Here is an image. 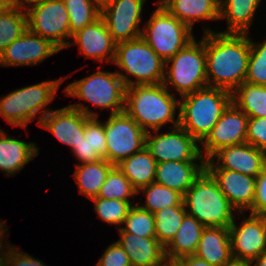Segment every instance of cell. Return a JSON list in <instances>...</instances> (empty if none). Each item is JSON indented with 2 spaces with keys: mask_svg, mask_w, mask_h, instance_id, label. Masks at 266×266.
Returning <instances> with one entry per match:
<instances>
[{
  "mask_svg": "<svg viewBox=\"0 0 266 266\" xmlns=\"http://www.w3.org/2000/svg\"><path fill=\"white\" fill-rule=\"evenodd\" d=\"M203 31L208 87L233 92L247 75L250 38L247 33L214 32L206 27Z\"/></svg>",
  "mask_w": 266,
  "mask_h": 266,
  "instance_id": "6da1fadb",
  "label": "cell"
},
{
  "mask_svg": "<svg viewBox=\"0 0 266 266\" xmlns=\"http://www.w3.org/2000/svg\"><path fill=\"white\" fill-rule=\"evenodd\" d=\"M180 108L177 99L163 83L133 85L126 87L124 111L147 133L161 129L173 122L171 128L179 126Z\"/></svg>",
  "mask_w": 266,
  "mask_h": 266,
  "instance_id": "7a4b0ae2",
  "label": "cell"
},
{
  "mask_svg": "<svg viewBox=\"0 0 266 266\" xmlns=\"http://www.w3.org/2000/svg\"><path fill=\"white\" fill-rule=\"evenodd\" d=\"M232 102V92L205 87L180 99L179 125L198 143L211 133L222 113Z\"/></svg>",
  "mask_w": 266,
  "mask_h": 266,
  "instance_id": "3957f363",
  "label": "cell"
},
{
  "mask_svg": "<svg viewBox=\"0 0 266 266\" xmlns=\"http://www.w3.org/2000/svg\"><path fill=\"white\" fill-rule=\"evenodd\" d=\"M183 203L187 214L205 227H229L235 217L236 209L206 169L185 192Z\"/></svg>",
  "mask_w": 266,
  "mask_h": 266,
  "instance_id": "277c9868",
  "label": "cell"
},
{
  "mask_svg": "<svg viewBox=\"0 0 266 266\" xmlns=\"http://www.w3.org/2000/svg\"><path fill=\"white\" fill-rule=\"evenodd\" d=\"M68 76L57 80H47L40 83L22 87L9 92L0 99V116L12 126L27 128V125L37 117L39 112V125L51 110L47 105L55 99L57 89ZM41 111V112H40Z\"/></svg>",
  "mask_w": 266,
  "mask_h": 266,
  "instance_id": "5b68a950",
  "label": "cell"
},
{
  "mask_svg": "<svg viewBox=\"0 0 266 266\" xmlns=\"http://www.w3.org/2000/svg\"><path fill=\"white\" fill-rule=\"evenodd\" d=\"M113 63L127 73L116 71L126 87L163 82L165 61L142 37L117 43ZM131 75L134 81L129 78Z\"/></svg>",
  "mask_w": 266,
  "mask_h": 266,
  "instance_id": "8992f818",
  "label": "cell"
},
{
  "mask_svg": "<svg viewBox=\"0 0 266 266\" xmlns=\"http://www.w3.org/2000/svg\"><path fill=\"white\" fill-rule=\"evenodd\" d=\"M162 83L167 89L171 85L181 97L208 87L205 33L201 40L197 42L194 38L165 62Z\"/></svg>",
  "mask_w": 266,
  "mask_h": 266,
  "instance_id": "52a82bcc",
  "label": "cell"
},
{
  "mask_svg": "<svg viewBox=\"0 0 266 266\" xmlns=\"http://www.w3.org/2000/svg\"><path fill=\"white\" fill-rule=\"evenodd\" d=\"M145 26L142 39L165 62L195 38L193 31L160 3Z\"/></svg>",
  "mask_w": 266,
  "mask_h": 266,
  "instance_id": "ba28073f",
  "label": "cell"
},
{
  "mask_svg": "<svg viewBox=\"0 0 266 266\" xmlns=\"http://www.w3.org/2000/svg\"><path fill=\"white\" fill-rule=\"evenodd\" d=\"M126 86L117 72L98 70L90 76L70 83L64 93L86 100L111 114L124 111Z\"/></svg>",
  "mask_w": 266,
  "mask_h": 266,
  "instance_id": "9c48e42d",
  "label": "cell"
},
{
  "mask_svg": "<svg viewBox=\"0 0 266 266\" xmlns=\"http://www.w3.org/2000/svg\"><path fill=\"white\" fill-rule=\"evenodd\" d=\"M28 30L49 40L60 51L70 41L69 15L63 0L46 1L24 7Z\"/></svg>",
  "mask_w": 266,
  "mask_h": 266,
  "instance_id": "30bf717a",
  "label": "cell"
},
{
  "mask_svg": "<svg viewBox=\"0 0 266 266\" xmlns=\"http://www.w3.org/2000/svg\"><path fill=\"white\" fill-rule=\"evenodd\" d=\"M104 130L106 160L114 166L146 146V132L125 111L110 114Z\"/></svg>",
  "mask_w": 266,
  "mask_h": 266,
  "instance_id": "8fae6325",
  "label": "cell"
},
{
  "mask_svg": "<svg viewBox=\"0 0 266 266\" xmlns=\"http://www.w3.org/2000/svg\"><path fill=\"white\" fill-rule=\"evenodd\" d=\"M171 131L159 134V130L146 133V148L157 163L167 161L206 162L200 153L198 142L180 125L170 128Z\"/></svg>",
  "mask_w": 266,
  "mask_h": 266,
  "instance_id": "7c38bea8",
  "label": "cell"
},
{
  "mask_svg": "<svg viewBox=\"0 0 266 266\" xmlns=\"http://www.w3.org/2000/svg\"><path fill=\"white\" fill-rule=\"evenodd\" d=\"M90 117H99L95 111L83 103L69 104L51 110L42 118L39 126L50 131L61 143L73 149L85 134V122Z\"/></svg>",
  "mask_w": 266,
  "mask_h": 266,
  "instance_id": "4fadbf2b",
  "label": "cell"
},
{
  "mask_svg": "<svg viewBox=\"0 0 266 266\" xmlns=\"http://www.w3.org/2000/svg\"><path fill=\"white\" fill-rule=\"evenodd\" d=\"M235 223L229 225L233 260L251 263L266 252V219L250 213L239 227Z\"/></svg>",
  "mask_w": 266,
  "mask_h": 266,
  "instance_id": "5bb4252c",
  "label": "cell"
},
{
  "mask_svg": "<svg viewBox=\"0 0 266 266\" xmlns=\"http://www.w3.org/2000/svg\"><path fill=\"white\" fill-rule=\"evenodd\" d=\"M248 119L249 117L231 102L211 133L201 143L203 148H200V153L205 160L221 148L246 143Z\"/></svg>",
  "mask_w": 266,
  "mask_h": 266,
  "instance_id": "9a60e30c",
  "label": "cell"
},
{
  "mask_svg": "<svg viewBox=\"0 0 266 266\" xmlns=\"http://www.w3.org/2000/svg\"><path fill=\"white\" fill-rule=\"evenodd\" d=\"M146 0H113L101 10L114 42L121 43L141 37V14Z\"/></svg>",
  "mask_w": 266,
  "mask_h": 266,
  "instance_id": "2e32d148",
  "label": "cell"
},
{
  "mask_svg": "<svg viewBox=\"0 0 266 266\" xmlns=\"http://www.w3.org/2000/svg\"><path fill=\"white\" fill-rule=\"evenodd\" d=\"M265 166L266 154L248 143L221 148L206 160V168L227 169L252 177H257Z\"/></svg>",
  "mask_w": 266,
  "mask_h": 266,
  "instance_id": "e0dca14e",
  "label": "cell"
},
{
  "mask_svg": "<svg viewBox=\"0 0 266 266\" xmlns=\"http://www.w3.org/2000/svg\"><path fill=\"white\" fill-rule=\"evenodd\" d=\"M59 51L49 40L27 29L1 53L0 66L38 65Z\"/></svg>",
  "mask_w": 266,
  "mask_h": 266,
  "instance_id": "ac0fdd59",
  "label": "cell"
},
{
  "mask_svg": "<svg viewBox=\"0 0 266 266\" xmlns=\"http://www.w3.org/2000/svg\"><path fill=\"white\" fill-rule=\"evenodd\" d=\"M206 170L217 181L230 204L239 211L238 215L239 213L244 215L245 211L252 209L256 177L220 168H206Z\"/></svg>",
  "mask_w": 266,
  "mask_h": 266,
  "instance_id": "d6986e66",
  "label": "cell"
},
{
  "mask_svg": "<svg viewBox=\"0 0 266 266\" xmlns=\"http://www.w3.org/2000/svg\"><path fill=\"white\" fill-rule=\"evenodd\" d=\"M72 38L68 47L78 45L83 56L94 58L98 62H104L105 59L111 63L114 61L116 43L102 17L76 32Z\"/></svg>",
  "mask_w": 266,
  "mask_h": 266,
  "instance_id": "ffe728a7",
  "label": "cell"
},
{
  "mask_svg": "<svg viewBox=\"0 0 266 266\" xmlns=\"http://www.w3.org/2000/svg\"><path fill=\"white\" fill-rule=\"evenodd\" d=\"M121 238L117 241L124 251L132 266H158L167 261L165 248L156 237H140L118 229Z\"/></svg>",
  "mask_w": 266,
  "mask_h": 266,
  "instance_id": "44dd1931",
  "label": "cell"
},
{
  "mask_svg": "<svg viewBox=\"0 0 266 266\" xmlns=\"http://www.w3.org/2000/svg\"><path fill=\"white\" fill-rule=\"evenodd\" d=\"M167 161L157 163L154 182L174 189L182 195L206 169V162Z\"/></svg>",
  "mask_w": 266,
  "mask_h": 266,
  "instance_id": "7402d4cb",
  "label": "cell"
},
{
  "mask_svg": "<svg viewBox=\"0 0 266 266\" xmlns=\"http://www.w3.org/2000/svg\"><path fill=\"white\" fill-rule=\"evenodd\" d=\"M194 255L213 266L231 263L233 257L229 227H205Z\"/></svg>",
  "mask_w": 266,
  "mask_h": 266,
  "instance_id": "603a6c76",
  "label": "cell"
},
{
  "mask_svg": "<svg viewBox=\"0 0 266 266\" xmlns=\"http://www.w3.org/2000/svg\"><path fill=\"white\" fill-rule=\"evenodd\" d=\"M158 3L191 30L201 20H220V0H158Z\"/></svg>",
  "mask_w": 266,
  "mask_h": 266,
  "instance_id": "cb8c5ba5",
  "label": "cell"
},
{
  "mask_svg": "<svg viewBox=\"0 0 266 266\" xmlns=\"http://www.w3.org/2000/svg\"><path fill=\"white\" fill-rule=\"evenodd\" d=\"M39 155V149L34 142H25L10 137L0 131V170L11 176L25 167L32 158Z\"/></svg>",
  "mask_w": 266,
  "mask_h": 266,
  "instance_id": "d4e9b609",
  "label": "cell"
},
{
  "mask_svg": "<svg viewBox=\"0 0 266 266\" xmlns=\"http://www.w3.org/2000/svg\"><path fill=\"white\" fill-rule=\"evenodd\" d=\"M203 226L195 217L186 215L175 237L165 247L167 260H179L194 255L202 236Z\"/></svg>",
  "mask_w": 266,
  "mask_h": 266,
  "instance_id": "484cf974",
  "label": "cell"
},
{
  "mask_svg": "<svg viewBox=\"0 0 266 266\" xmlns=\"http://www.w3.org/2000/svg\"><path fill=\"white\" fill-rule=\"evenodd\" d=\"M116 166L138 191L154 182L157 161L150 151L144 147L141 151L125 158Z\"/></svg>",
  "mask_w": 266,
  "mask_h": 266,
  "instance_id": "4316f807",
  "label": "cell"
},
{
  "mask_svg": "<svg viewBox=\"0 0 266 266\" xmlns=\"http://www.w3.org/2000/svg\"><path fill=\"white\" fill-rule=\"evenodd\" d=\"M261 0H220V20L227 18L224 33H247Z\"/></svg>",
  "mask_w": 266,
  "mask_h": 266,
  "instance_id": "83f0119b",
  "label": "cell"
},
{
  "mask_svg": "<svg viewBox=\"0 0 266 266\" xmlns=\"http://www.w3.org/2000/svg\"><path fill=\"white\" fill-rule=\"evenodd\" d=\"M113 164L105 159L76 165L73 176L78 185L79 192L90 200L97 197Z\"/></svg>",
  "mask_w": 266,
  "mask_h": 266,
  "instance_id": "f1b7e54d",
  "label": "cell"
},
{
  "mask_svg": "<svg viewBox=\"0 0 266 266\" xmlns=\"http://www.w3.org/2000/svg\"><path fill=\"white\" fill-rule=\"evenodd\" d=\"M232 102L249 118L266 117V86L244 82L232 92Z\"/></svg>",
  "mask_w": 266,
  "mask_h": 266,
  "instance_id": "f546056e",
  "label": "cell"
},
{
  "mask_svg": "<svg viewBox=\"0 0 266 266\" xmlns=\"http://www.w3.org/2000/svg\"><path fill=\"white\" fill-rule=\"evenodd\" d=\"M27 29V15L22 5L14 4L5 13L1 14L0 55L7 46L19 38Z\"/></svg>",
  "mask_w": 266,
  "mask_h": 266,
  "instance_id": "4dcf8cb0",
  "label": "cell"
},
{
  "mask_svg": "<svg viewBox=\"0 0 266 266\" xmlns=\"http://www.w3.org/2000/svg\"><path fill=\"white\" fill-rule=\"evenodd\" d=\"M186 215L185 206H170L154 213L156 238L164 248L175 237Z\"/></svg>",
  "mask_w": 266,
  "mask_h": 266,
  "instance_id": "1f68e13d",
  "label": "cell"
},
{
  "mask_svg": "<svg viewBox=\"0 0 266 266\" xmlns=\"http://www.w3.org/2000/svg\"><path fill=\"white\" fill-rule=\"evenodd\" d=\"M140 191L145 193L146 202L144 205L138 206L153 214L166 207L184 206L183 195L181 193L156 182H152L148 186L139 189L137 195L140 194Z\"/></svg>",
  "mask_w": 266,
  "mask_h": 266,
  "instance_id": "d6a6232c",
  "label": "cell"
},
{
  "mask_svg": "<svg viewBox=\"0 0 266 266\" xmlns=\"http://www.w3.org/2000/svg\"><path fill=\"white\" fill-rule=\"evenodd\" d=\"M69 15L70 39L101 17V10L91 0H63Z\"/></svg>",
  "mask_w": 266,
  "mask_h": 266,
  "instance_id": "836d02e7",
  "label": "cell"
},
{
  "mask_svg": "<svg viewBox=\"0 0 266 266\" xmlns=\"http://www.w3.org/2000/svg\"><path fill=\"white\" fill-rule=\"evenodd\" d=\"M137 190L132 186L130 180L114 166L108 173L97 197L102 199H118L131 201L130 197H136Z\"/></svg>",
  "mask_w": 266,
  "mask_h": 266,
  "instance_id": "e575fe53",
  "label": "cell"
},
{
  "mask_svg": "<svg viewBox=\"0 0 266 266\" xmlns=\"http://www.w3.org/2000/svg\"><path fill=\"white\" fill-rule=\"evenodd\" d=\"M94 202V211L98 217L111 225H119L118 229L123 225L125 218L133 206L131 201H122L118 199H102L95 197L91 199Z\"/></svg>",
  "mask_w": 266,
  "mask_h": 266,
  "instance_id": "d590c367",
  "label": "cell"
},
{
  "mask_svg": "<svg viewBox=\"0 0 266 266\" xmlns=\"http://www.w3.org/2000/svg\"><path fill=\"white\" fill-rule=\"evenodd\" d=\"M121 227L125 232L135 234L140 237H156L154 214L133 205Z\"/></svg>",
  "mask_w": 266,
  "mask_h": 266,
  "instance_id": "8d00e7d4",
  "label": "cell"
},
{
  "mask_svg": "<svg viewBox=\"0 0 266 266\" xmlns=\"http://www.w3.org/2000/svg\"><path fill=\"white\" fill-rule=\"evenodd\" d=\"M244 82L266 86V40L259 44L250 38V57Z\"/></svg>",
  "mask_w": 266,
  "mask_h": 266,
  "instance_id": "74e56055",
  "label": "cell"
},
{
  "mask_svg": "<svg viewBox=\"0 0 266 266\" xmlns=\"http://www.w3.org/2000/svg\"><path fill=\"white\" fill-rule=\"evenodd\" d=\"M85 133H89L90 162L106 160L107 142L104 123L100 122L98 117H90L85 122Z\"/></svg>",
  "mask_w": 266,
  "mask_h": 266,
  "instance_id": "f35d334b",
  "label": "cell"
},
{
  "mask_svg": "<svg viewBox=\"0 0 266 266\" xmlns=\"http://www.w3.org/2000/svg\"><path fill=\"white\" fill-rule=\"evenodd\" d=\"M246 143L255 146L266 154V117L248 119Z\"/></svg>",
  "mask_w": 266,
  "mask_h": 266,
  "instance_id": "ab89813d",
  "label": "cell"
},
{
  "mask_svg": "<svg viewBox=\"0 0 266 266\" xmlns=\"http://www.w3.org/2000/svg\"><path fill=\"white\" fill-rule=\"evenodd\" d=\"M96 266H132L128 254L116 241L110 244Z\"/></svg>",
  "mask_w": 266,
  "mask_h": 266,
  "instance_id": "60d3db41",
  "label": "cell"
},
{
  "mask_svg": "<svg viewBox=\"0 0 266 266\" xmlns=\"http://www.w3.org/2000/svg\"><path fill=\"white\" fill-rule=\"evenodd\" d=\"M250 212L255 215H266V166L256 177L255 199Z\"/></svg>",
  "mask_w": 266,
  "mask_h": 266,
  "instance_id": "b9f144b4",
  "label": "cell"
},
{
  "mask_svg": "<svg viewBox=\"0 0 266 266\" xmlns=\"http://www.w3.org/2000/svg\"><path fill=\"white\" fill-rule=\"evenodd\" d=\"M4 266H46L41 260L21 251L13 246L9 248Z\"/></svg>",
  "mask_w": 266,
  "mask_h": 266,
  "instance_id": "7bdbcfd3",
  "label": "cell"
},
{
  "mask_svg": "<svg viewBox=\"0 0 266 266\" xmlns=\"http://www.w3.org/2000/svg\"><path fill=\"white\" fill-rule=\"evenodd\" d=\"M73 155L76 156L77 160L83 163L90 162V144H89V133H85L81 136V140L72 149Z\"/></svg>",
  "mask_w": 266,
  "mask_h": 266,
  "instance_id": "ee69618b",
  "label": "cell"
},
{
  "mask_svg": "<svg viewBox=\"0 0 266 266\" xmlns=\"http://www.w3.org/2000/svg\"><path fill=\"white\" fill-rule=\"evenodd\" d=\"M183 266H213L196 255H189L178 260Z\"/></svg>",
  "mask_w": 266,
  "mask_h": 266,
  "instance_id": "f6af8a7d",
  "label": "cell"
},
{
  "mask_svg": "<svg viewBox=\"0 0 266 266\" xmlns=\"http://www.w3.org/2000/svg\"><path fill=\"white\" fill-rule=\"evenodd\" d=\"M4 224H6V223L0 221V249H1L0 250L1 252L0 253H8L9 248H11L13 246V244L10 245V243H9V245H8L7 243L2 242V241H4L5 234L7 235V231H8L6 229L7 226L4 225ZM4 247L7 248V249L5 250Z\"/></svg>",
  "mask_w": 266,
  "mask_h": 266,
  "instance_id": "bcb514c9",
  "label": "cell"
},
{
  "mask_svg": "<svg viewBox=\"0 0 266 266\" xmlns=\"http://www.w3.org/2000/svg\"><path fill=\"white\" fill-rule=\"evenodd\" d=\"M253 262H255L254 265ZM251 266H266V252L262 253L259 257L251 262Z\"/></svg>",
  "mask_w": 266,
  "mask_h": 266,
  "instance_id": "7dc6e473",
  "label": "cell"
},
{
  "mask_svg": "<svg viewBox=\"0 0 266 266\" xmlns=\"http://www.w3.org/2000/svg\"><path fill=\"white\" fill-rule=\"evenodd\" d=\"M14 4L10 0H0V15L5 13Z\"/></svg>",
  "mask_w": 266,
  "mask_h": 266,
  "instance_id": "c3c4849f",
  "label": "cell"
},
{
  "mask_svg": "<svg viewBox=\"0 0 266 266\" xmlns=\"http://www.w3.org/2000/svg\"><path fill=\"white\" fill-rule=\"evenodd\" d=\"M46 1H57V0H18V4L25 7L27 5L38 4V3L46 2Z\"/></svg>",
  "mask_w": 266,
  "mask_h": 266,
  "instance_id": "681fc988",
  "label": "cell"
},
{
  "mask_svg": "<svg viewBox=\"0 0 266 266\" xmlns=\"http://www.w3.org/2000/svg\"><path fill=\"white\" fill-rule=\"evenodd\" d=\"M100 10L109 5L113 0H91Z\"/></svg>",
  "mask_w": 266,
  "mask_h": 266,
  "instance_id": "f907efd6",
  "label": "cell"
},
{
  "mask_svg": "<svg viewBox=\"0 0 266 266\" xmlns=\"http://www.w3.org/2000/svg\"><path fill=\"white\" fill-rule=\"evenodd\" d=\"M225 266H251V263L233 260L231 263L226 264Z\"/></svg>",
  "mask_w": 266,
  "mask_h": 266,
  "instance_id": "816d5d0a",
  "label": "cell"
},
{
  "mask_svg": "<svg viewBox=\"0 0 266 266\" xmlns=\"http://www.w3.org/2000/svg\"><path fill=\"white\" fill-rule=\"evenodd\" d=\"M167 266H183L178 260H167Z\"/></svg>",
  "mask_w": 266,
  "mask_h": 266,
  "instance_id": "f5cc1de1",
  "label": "cell"
},
{
  "mask_svg": "<svg viewBox=\"0 0 266 266\" xmlns=\"http://www.w3.org/2000/svg\"><path fill=\"white\" fill-rule=\"evenodd\" d=\"M7 254L8 253H0V266H4Z\"/></svg>",
  "mask_w": 266,
  "mask_h": 266,
  "instance_id": "db71d44e",
  "label": "cell"
},
{
  "mask_svg": "<svg viewBox=\"0 0 266 266\" xmlns=\"http://www.w3.org/2000/svg\"><path fill=\"white\" fill-rule=\"evenodd\" d=\"M13 4H18V0H10Z\"/></svg>",
  "mask_w": 266,
  "mask_h": 266,
  "instance_id": "11a10c76",
  "label": "cell"
},
{
  "mask_svg": "<svg viewBox=\"0 0 266 266\" xmlns=\"http://www.w3.org/2000/svg\"><path fill=\"white\" fill-rule=\"evenodd\" d=\"M158 266H167V261L161 265H158Z\"/></svg>",
  "mask_w": 266,
  "mask_h": 266,
  "instance_id": "9f6ffc18",
  "label": "cell"
}]
</instances>
